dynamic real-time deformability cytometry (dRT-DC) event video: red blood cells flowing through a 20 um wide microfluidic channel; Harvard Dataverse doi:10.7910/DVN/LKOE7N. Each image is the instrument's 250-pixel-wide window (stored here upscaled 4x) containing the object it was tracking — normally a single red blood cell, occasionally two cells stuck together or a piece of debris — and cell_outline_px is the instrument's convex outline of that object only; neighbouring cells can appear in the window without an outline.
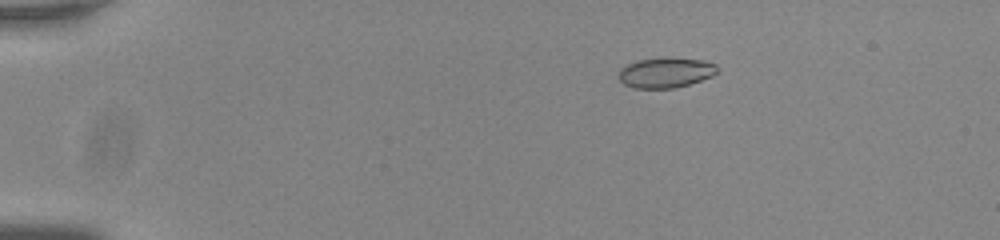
{"species": "common noctule bat (a hibernating species)", "species_latin": "Nyctalus noctula", "temperature_condition": "room temperature", "stored_images_in_passage": 56, "camera_frame_rate_fps": 3000, "um_per_image_px": 0.085, "animal": {"sex": "male", "body_mass_g": 20.0, "forearm_length_mm": 53.3}, "frame": {"image": 1, "passage_image": 11, "time_ms": 3.333, "image_size_px": [1000, 240], "cell_outline_px": [[720, 68], [712, 76], [676, 88], [636, 88], [624, 84], [620, 80], [620, 68], [636, 60], [660, 56], [672, 56], [704, 60], [716, 64]], "centroid_in_image_um": [56.61, 6.13], "position_along_channel_um": 28.4, "area_um2": 17.74}}
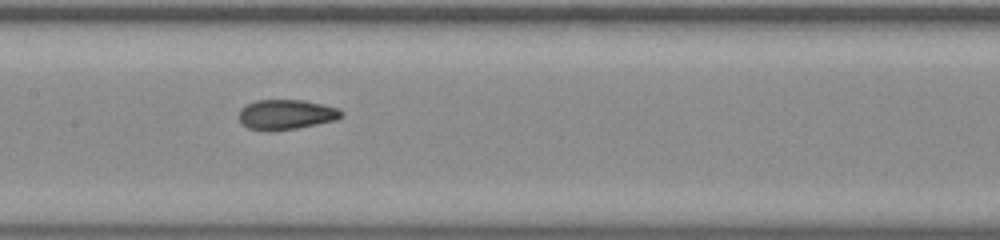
{"frame": {"image": 2, "passage_image": 30, "time_ms": 9.667, "image_size_px": [1000, 240], "cell_outline_px": [[344, 116], [336, 120], [296, 128], [248, 128], [240, 124], [236, 116], [240, 108], [256, 100], [304, 100], [324, 104], [340, 108], [344, 112]], "centroid_in_image_um": [24.35, 9.69], "position_along_channel_um": 183.1, "area_um2": 17.69}}
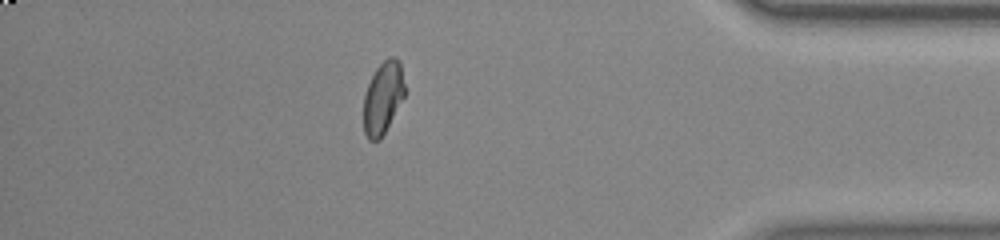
{"frame": {"image": 3, "passage_image": 50, "time_ms": 16.333, "image_size_px": [1000, 240], "cell_outline_px": [[404, 96], [380, 140], [368, 140], [364, 132], [364, 92], [376, 68], [388, 56], [396, 56], [400, 60], [404, 84]], "centroid_in_image_um": [32.54, 8.27], "position_along_channel_um": 402.7, "area_um2": 17.22}, "authors_computed_cell_mechanics": {"area_um2": 17.8891, "velocity_mm_per_s": 3.7671, "shape_relaxation_time_tau1_ms": null, "shape_relaxation_time_tau2_ms": 0.9979, "deformation_change_tau1": null, "deformation_change_tau2": 0.0561}}